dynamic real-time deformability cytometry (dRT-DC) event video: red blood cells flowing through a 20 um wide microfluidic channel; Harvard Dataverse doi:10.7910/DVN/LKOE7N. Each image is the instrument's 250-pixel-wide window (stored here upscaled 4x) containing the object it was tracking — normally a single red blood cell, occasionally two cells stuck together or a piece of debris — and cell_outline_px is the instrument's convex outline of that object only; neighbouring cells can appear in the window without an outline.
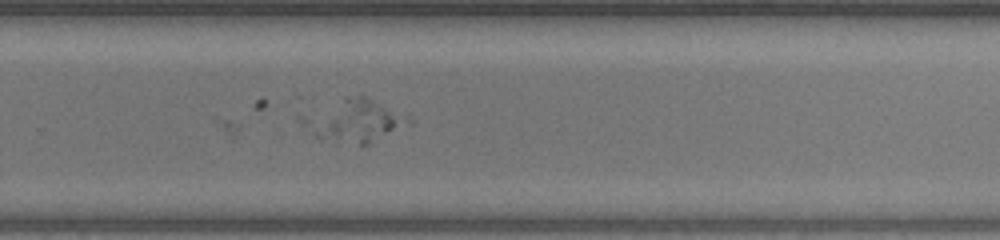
{"species": "human", "species_latin": "Homo sapiens", "temperature_condition": "warm", "stored_images_in_passage": 42, "camera_frame_rate_fps": 3000, "um_per_image_px": 0.085, "donor": {"sex": "female"}, "frame": {"image": 1, "passage_image": 24, "time_ms": 7.667, "image_size_px": [1000, 240], "cell_outline_px": [[400, 120], [392, 128], [368, 144], [360, 144], [316, 136], [316, 132], [344, 96], [368, 96], [396, 116]], "centroid_in_image_um": [30.39, 10.28], "position_along_channel_um": 299.4, "area_um2": 19.02}}
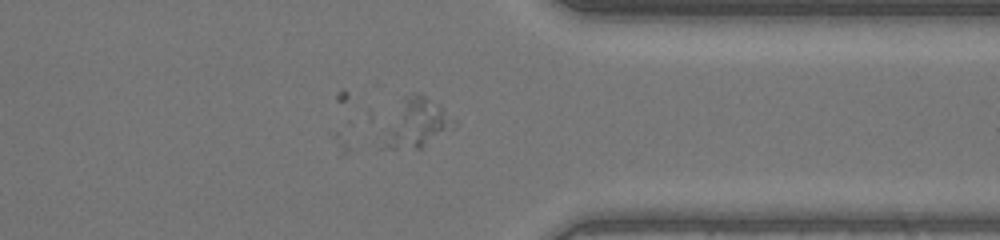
{"frame": {"image": 2, "passage_image": 30, "time_ms": 9.667, "image_size_px": [1000, 240], "cell_outline_px": [[456, 124], [420, 148], [384, 148], [384, 144], [404, 96], [412, 92], [416, 92], [440, 104], [456, 120]], "centroid_in_image_um": [35.53, 10.42], "position_along_channel_um": 375.9, "area_um2": 18.5}}